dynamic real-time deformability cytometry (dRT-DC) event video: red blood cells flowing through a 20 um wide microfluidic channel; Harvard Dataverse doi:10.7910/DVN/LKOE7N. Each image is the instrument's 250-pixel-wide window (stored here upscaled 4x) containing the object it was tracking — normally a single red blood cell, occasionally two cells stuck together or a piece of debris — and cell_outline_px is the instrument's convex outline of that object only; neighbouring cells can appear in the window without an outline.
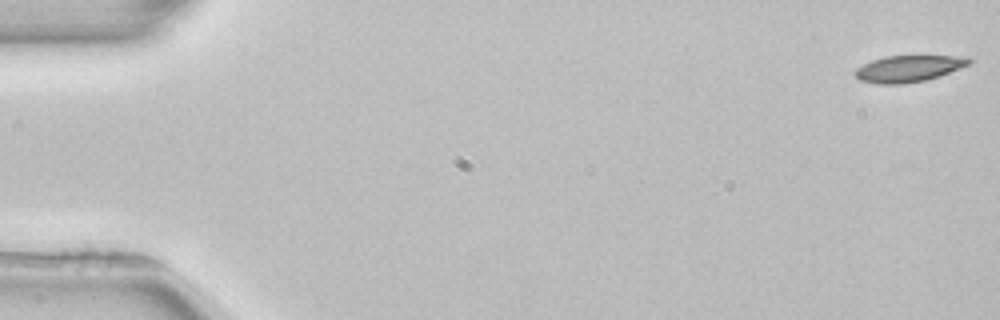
{"species": "common noctule bat (a hibernating species)", "species_latin": "Nyctalus noctula", "temperature_condition": "room temperature", "stored_images_in_passage": 53, "camera_frame_rate_fps": 3000, "um_per_image_px": 0.085, "animal": {"sex": "female", "body_mass_g": 22.7, "forearm_length_mm": 54.2}, "frame": {"image": 1, "passage_image": 1, "time_ms": 0.0, "image_size_px": [1000, 320], "cell_outline_px": [[972, 60], [968, 64], [960, 68], [940, 76], [924, 80], [904, 84], [876, 84], [860, 80], [852, 72], [856, 68], [872, 60], [884, 56], [968, 56]], "centroid_in_image_um": [77.2, 5.83], "position_along_channel_um": 7.8, "area_um2": 17.63}}
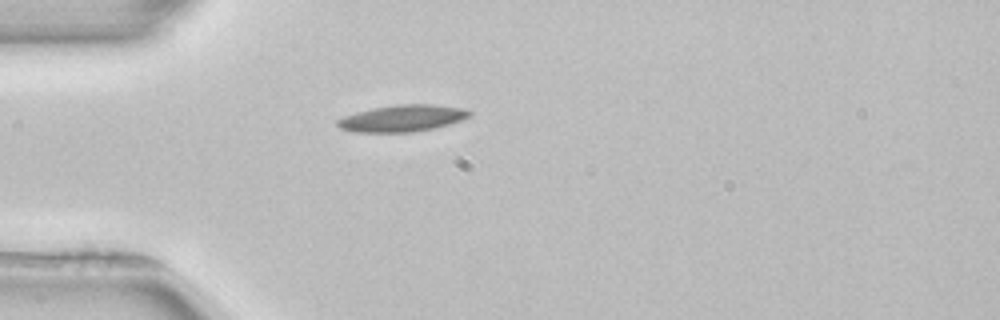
{"frame": {"image": 2, "passage_image": 15, "time_ms": 4.667, "image_size_px": [1000, 320], "cell_outline_px": [[472, 116], [436, 128], [412, 132], [352, 132], [340, 128], [336, 124], [336, 120], [344, 116], [356, 112], [372, 108], [396, 104], [432, 104], [460, 108], [472, 112]], "centroid_in_image_um": [34.17, 10.05], "position_along_channel_um": 50.8, "area_um2": 20.58}}
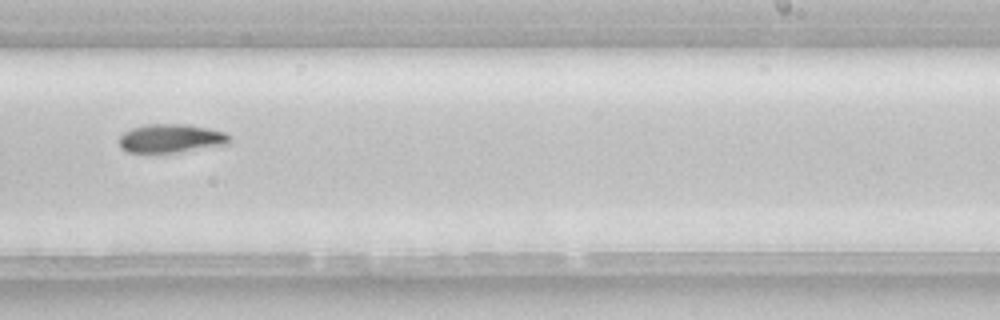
{"frame": {"image": 3, "passage_image": 33, "time_ms": 10.667, "image_size_px": [1000, 320], "cell_outline_px": [[232, 140], [228, 144], [176, 152], [128, 152], [120, 148], [120, 136], [124, 132], [132, 128], [144, 124], [188, 124], [208, 128], [224, 132], [232, 136]], "centroid_in_image_um": [14.55, 11.75], "position_along_channel_um": 274.4, "area_um2": 18.38}}